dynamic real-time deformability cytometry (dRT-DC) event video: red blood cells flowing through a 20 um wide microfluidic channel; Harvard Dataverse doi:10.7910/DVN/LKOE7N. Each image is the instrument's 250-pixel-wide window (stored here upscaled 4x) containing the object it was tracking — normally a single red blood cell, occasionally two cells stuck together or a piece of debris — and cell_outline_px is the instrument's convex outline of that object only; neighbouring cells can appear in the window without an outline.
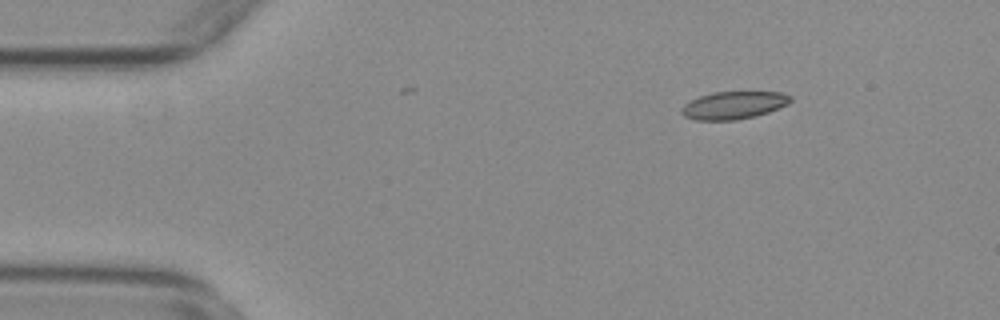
{"species": "common noctule bat (a hibernating species)", "species_latin": "Nyctalus noctula", "temperature_condition": "warm", "stored_images_in_passage": 10, "camera_frame_rate_fps": 3000, "um_per_image_px": 0.085, "animal": {"sex": "female", "body_mass_g": 29.2, "forearm_length_mm": 56.3}, "frame": {"image": 1, "passage_image": 8, "time_ms": 2.333, "image_size_px": [1000, 320], "cell_outline_px": [[792, 100], [788, 104], [768, 112], [756, 116], [736, 120], [696, 120], [684, 116], [680, 112], [680, 108], [684, 104], [700, 96], [712, 92], [780, 92], [792, 96]], "centroid_in_image_um": [62.35, 8.95], "position_along_channel_um": 22.6, "area_um2": 17.57}}